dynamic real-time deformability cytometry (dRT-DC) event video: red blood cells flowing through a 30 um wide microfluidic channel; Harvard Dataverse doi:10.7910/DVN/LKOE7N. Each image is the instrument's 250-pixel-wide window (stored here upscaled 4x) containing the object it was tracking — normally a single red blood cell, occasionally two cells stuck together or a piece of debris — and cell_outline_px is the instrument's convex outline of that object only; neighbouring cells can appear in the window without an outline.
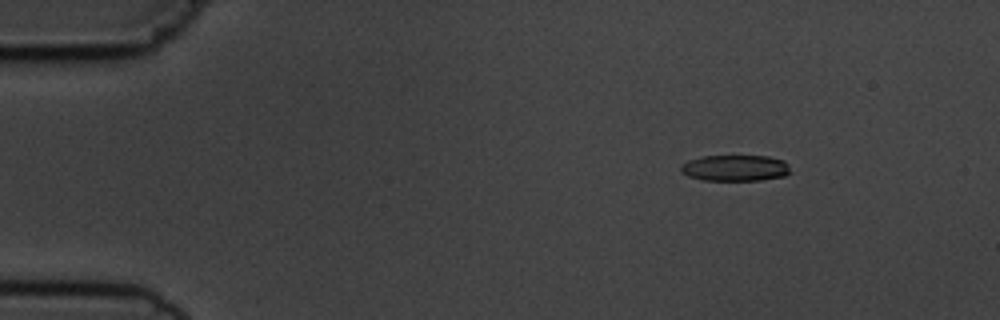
{"species": "common noctule bat (a hibernating species)", "species_latin": "Nyctalus noctula", "temperature_condition": "cold", "stored_images_in_passage": 6, "camera_frame_rate_fps": 3000, "um_per_image_px": 0.085, "animal": {"sex": "male", "body_mass_g": 19.5, "forearm_length_mm": 54.6}, "frame": {"image": 1, "passage_image": 2, "time_ms": 1.0, "image_size_px": [1000, 320], "cell_outline_px": [[788, 172], [784, 176], [760, 180], [704, 180], [688, 176], [680, 172], [680, 164], [688, 160], [700, 156], [768, 156], [784, 160], [788, 164]], "centroid_in_image_um": [62.43, 14.27], "position_along_channel_um": 22.6, "area_um2": 16.7}}
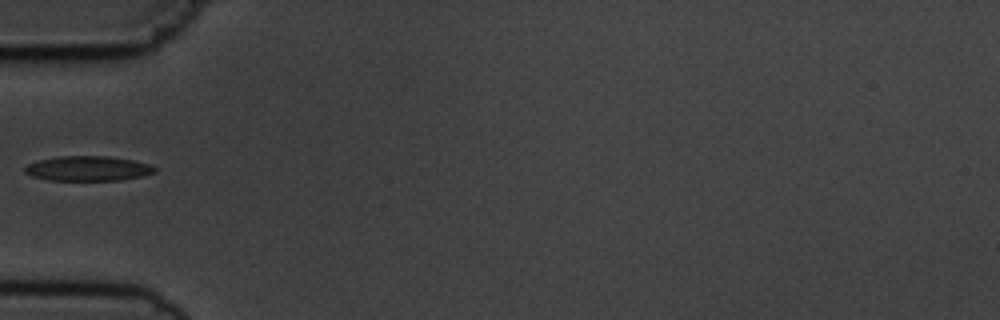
{"frame": {"image": 2, "passage_image": 5, "time_ms": 4.667, "image_size_px": [1000, 320], "cell_outline_px": [[156, 172], [144, 176], [120, 180], [48, 180], [32, 176], [24, 172], [24, 168], [28, 164], [40, 160], [56, 156], [108, 156], [132, 160], [152, 164], [156, 168]], "centroid_in_image_um": [7.51, 14.32], "position_along_channel_um": 77.5, "area_um2": 18.9}}
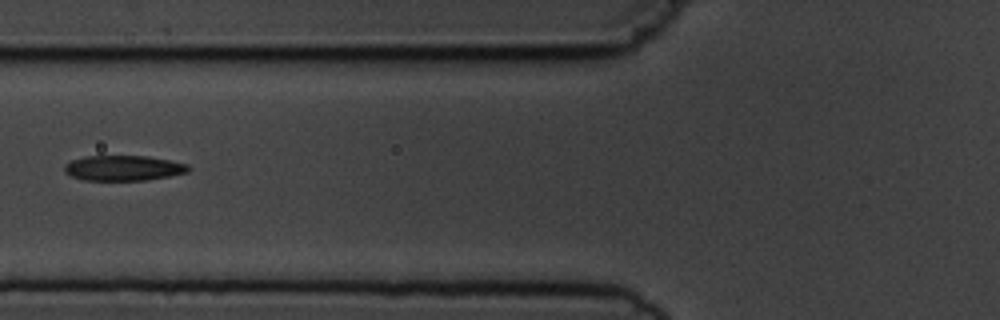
{"frame": {"image": 3, "passage_image": 6, "time_ms": 5.667, "image_size_px": [1000, 320], "cell_outline_px": [[192, 168], [188, 172], [148, 180], [80, 180], [64, 172], [64, 164], [72, 160], [88, 156], [148, 156], [188, 164]], "centroid_in_image_um": [10.49, 14.29], "position_along_channel_um": 115.3, "area_um2": 18.26}}